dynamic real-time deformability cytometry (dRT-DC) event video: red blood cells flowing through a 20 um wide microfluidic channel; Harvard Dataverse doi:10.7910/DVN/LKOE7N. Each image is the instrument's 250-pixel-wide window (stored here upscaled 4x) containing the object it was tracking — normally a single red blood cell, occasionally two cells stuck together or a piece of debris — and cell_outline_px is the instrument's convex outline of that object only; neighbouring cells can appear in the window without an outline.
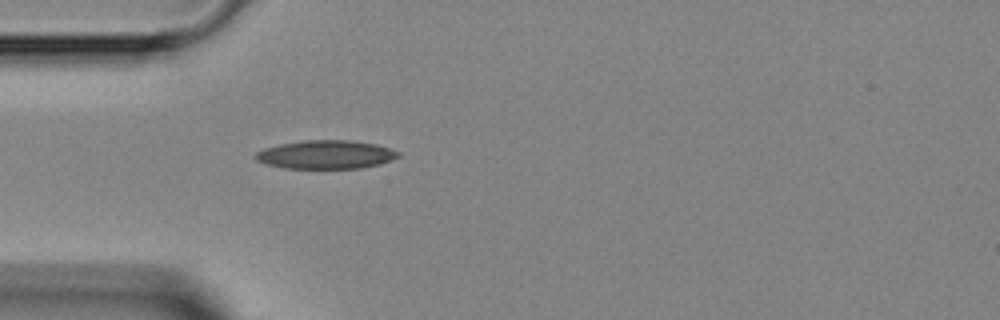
{"species": "Egyptian fruit bat (a non-hibernating species)", "species_latin": "Rousettus aegyptiacus", "temperature_condition": "room temperature", "stored_images_in_passage": 4, "camera_frame_rate_fps": 3000, "um_per_image_px": 0.085, "animal": {"sex": "female"}, "frame": {"image": 1, "passage_image": 4, "time_ms": 3.667, "image_size_px": [1000, 320], "cell_outline_px": [[400, 156], [392, 160], [380, 164], [360, 168], [284, 168], [268, 164], [256, 160], [256, 152], [264, 148], [280, 144], [304, 140], [352, 140], [376, 144], [400, 152]], "centroid_in_image_um": [27.73, 13.13], "position_along_channel_um": 57.3, "area_um2": 23.64}}